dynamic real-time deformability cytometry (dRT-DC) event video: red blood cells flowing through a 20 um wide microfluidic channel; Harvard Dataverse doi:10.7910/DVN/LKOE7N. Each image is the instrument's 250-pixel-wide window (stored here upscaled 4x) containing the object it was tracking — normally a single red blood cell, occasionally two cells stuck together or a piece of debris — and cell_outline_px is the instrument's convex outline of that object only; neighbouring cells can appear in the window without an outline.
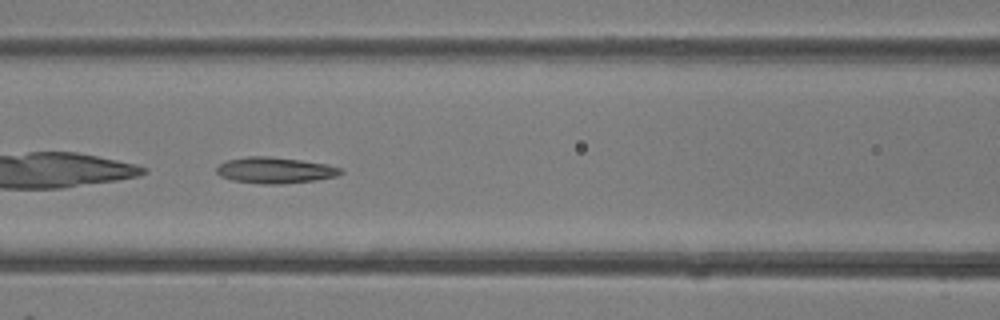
{"species": "common noctule bat (a hibernating species)", "species_latin": "Nyctalus noctula", "temperature_condition": "room temperature", "stored_images_in_passage": 27, "camera_frame_rate_fps": 3000, "um_per_image_px": 0.085, "animal": {"sex": "female"}, "frame": {"image": 1, "passage_image": 5, "time_ms": 1.333, "image_size_px": [1000, 320], "cell_outline_px": [[344, 172], [336, 176], [316, 180], [280, 184], [264, 184], [232, 180], [220, 176], [216, 172], [216, 168], [220, 164], [228, 160], [248, 156], [268, 156], [300, 160], [328, 164], [344, 168]], "centroid_in_image_um": [23.41, 14.47], "position_along_channel_um": 143.2, "area_um2": 18.9}}
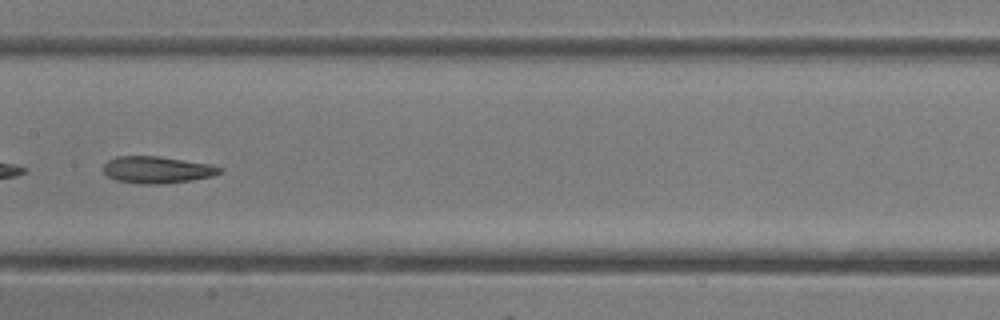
{"frame": {"image": 2, "passage_image": 8, "time_ms": 2.333, "image_size_px": [1000, 320], "cell_outline_px": [[224, 168], [220, 172], [212, 176], [192, 180], [160, 184], [140, 184], [116, 180], [108, 176], [104, 172], [104, 164], [108, 160], [116, 156], [156, 156], [208, 164]], "centroid_in_image_um": [13.32, 14.43], "position_along_channel_um": 194.1, "area_um2": 18.03}}